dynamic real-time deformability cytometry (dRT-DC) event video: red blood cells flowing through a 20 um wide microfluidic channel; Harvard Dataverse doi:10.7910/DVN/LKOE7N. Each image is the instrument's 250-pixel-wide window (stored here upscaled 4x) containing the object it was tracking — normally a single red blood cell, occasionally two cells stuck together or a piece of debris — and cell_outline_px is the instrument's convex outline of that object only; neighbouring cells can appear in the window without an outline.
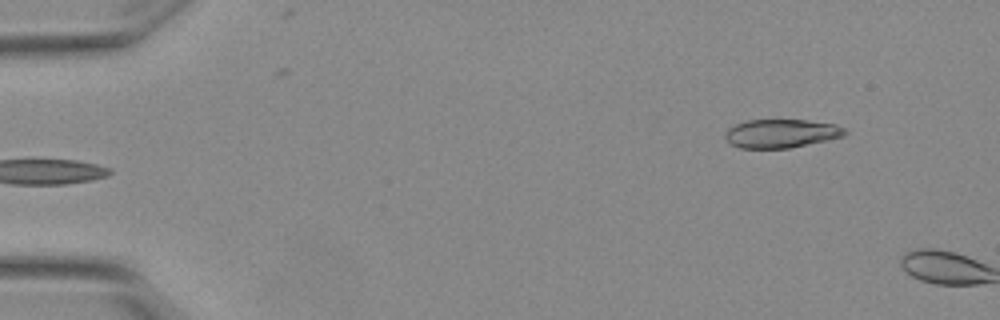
{"species": "Egyptian fruit bat (a non-hibernating species)", "species_latin": "Rousettus aegyptiacus", "temperature_condition": "warm", "stored_images_in_passage": 5, "camera_frame_rate_fps": 3000, "um_per_image_px": 0.085, "animal": {"sex": "female"}, "frame": {"image": 1, "passage_image": 5, "time_ms": 1.333, "image_size_px": [1000, 320], "cell_outline_px": [[848, 132], [844, 136], [828, 140], [788, 148], [740, 148], [732, 144], [724, 136], [724, 132], [728, 128], [736, 124], [748, 120], [808, 120], [836, 124], [844, 128]], "centroid_in_image_um": [66.42, 11.34], "position_along_channel_um": 18.6, "area_um2": 19.94}}